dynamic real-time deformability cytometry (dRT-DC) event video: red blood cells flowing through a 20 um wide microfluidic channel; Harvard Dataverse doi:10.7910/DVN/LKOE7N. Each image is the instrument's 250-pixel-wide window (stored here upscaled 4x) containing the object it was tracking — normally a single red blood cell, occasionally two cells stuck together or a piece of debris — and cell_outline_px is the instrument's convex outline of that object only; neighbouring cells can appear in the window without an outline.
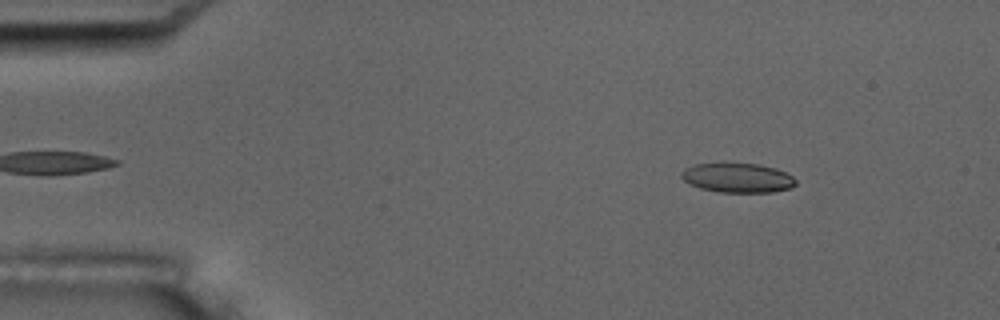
{"species": "common noctule bat (a hibernating species)", "species_latin": "Nyctalus noctula", "temperature_condition": "room temperature", "stored_images_in_passage": 11, "camera_frame_rate_fps": 3000, "um_per_image_px": 0.085, "animal": {"sex": "male", "body_mass_g": 17.5, "forearm_length_mm": 52.3}, "frame": {"image": 1, "passage_image": 1, "time_ms": 0.0, "image_size_px": [1000, 320], "cell_outline_px": [[796, 184], [792, 188], [772, 192], [720, 192], [700, 188], [684, 180], [680, 176], [680, 172], [684, 168], [696, 164], [724, 160], [760, 164], [776, 168], [792, 176], [796, 180]], "centroid_in_image_um": [62.67, 15.06], "position_along_channel_um": 22.3, "area_um2": 20.4}}
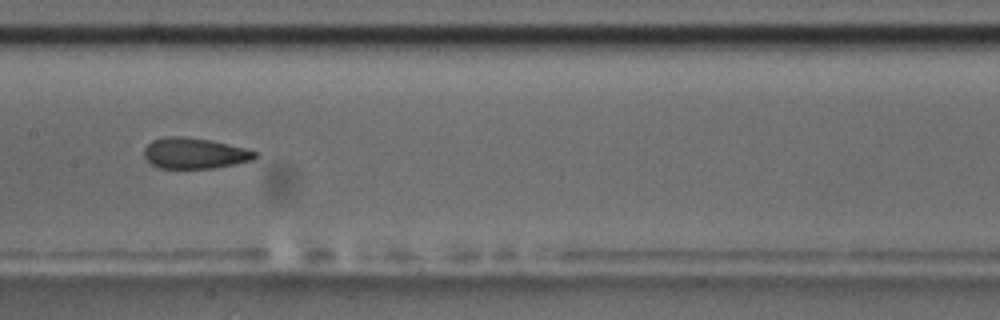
{"frame": {"image": 2, "passage_image": 7, "time_ms": 7.0, "image_size_px": [1000, 320], "cell_outline_px": [[256, 156], [252, 160], [212, 168], [160, 168], [152, 164], [144, 156], [144, 148], [152, 140], [164, 136], [184, 136], [212, 140], [244, 148], [256, 152]], "centroid_in_image_um": [16.49, 13.01], "position_along_channel_um": 190.9, "area_um2": 19.77}}
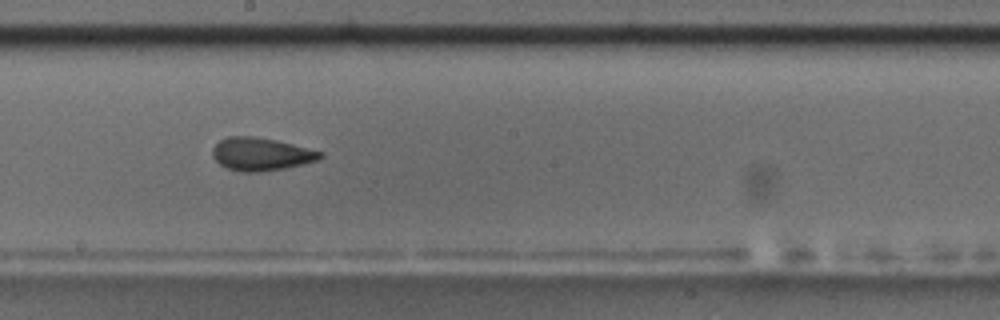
{"frame": {"image": 3, "passage_image": 8, "time_ms": 8.0, "image_size_px": [1000, 320], "cell_outline_px": [[324, 156], [320, 160], [304, 164], [284, 168], [260, 172], [244, 172], [228, 168], [220, 164], [212, 156], [212, 148], [220, 140], [228, 136], [252, 136], [276, 140], [324, 152]], "centroid_in_image_um": [22.21, 13.1], "position_along_channel_um": 226.0, "area_um2": 20.69}}